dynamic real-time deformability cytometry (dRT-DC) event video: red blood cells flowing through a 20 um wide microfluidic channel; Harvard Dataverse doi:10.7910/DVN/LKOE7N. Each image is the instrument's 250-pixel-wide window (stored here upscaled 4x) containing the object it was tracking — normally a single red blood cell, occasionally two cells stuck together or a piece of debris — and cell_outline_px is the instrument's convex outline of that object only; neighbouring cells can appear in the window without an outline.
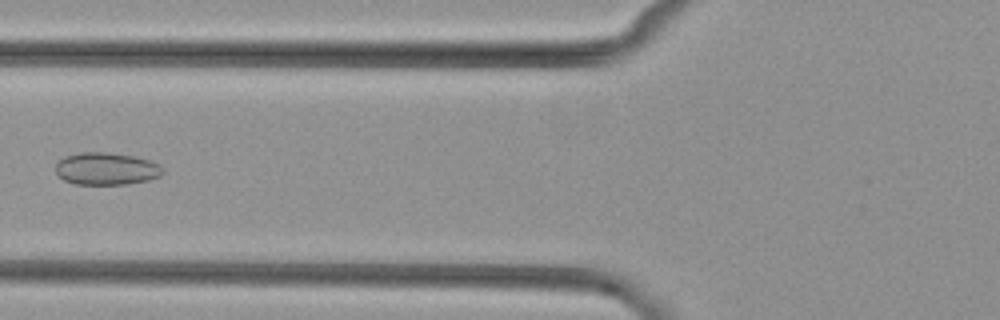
{"species": "common noctule bat (a hibernating species)", "species_latin": "Nyctalus noctula", "temperature_condition": "cold", "stored_images_in_passage": 6, "camera_frame_rate_fps": 3000, "um_per_image_px": 0.085, "animal": {"sex": "female", "body_mass_g": 29.2, "forearm_length_mm": 56.3}, "frame": {"image": 1, "passage_image": 5, "time_ms": 5.0, "image_size_px": [1000, 320], "cell_outline_px": [[164, 172], [160, 176], [148, 180], [128, 184], [76, 184], [64, 180], [56, 172], [56, 164], [64, 156], [80, 152], [108, 152], [136, 156], [160, 164], [164, 168]], "centroid_in_image_um": [9.07, 14.33], "position_along_channel_um": 116.7, "area_um2": 20.35}}
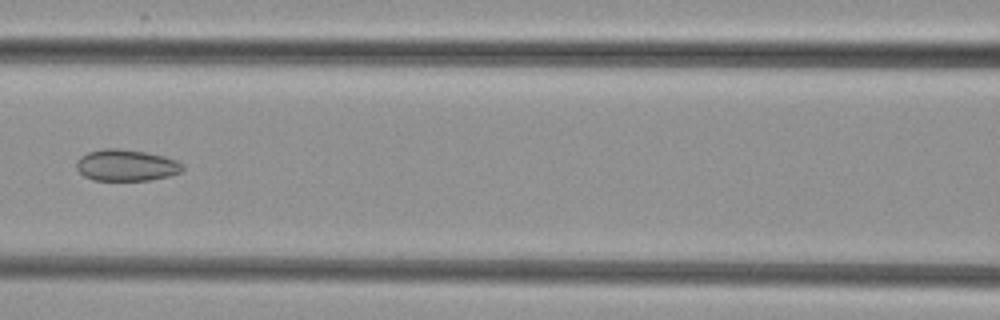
{"frame": {"image": 2, "passage_image": 6, "time_ms": 6.0, "image_size_px": [1000, 320], "cell_outline_px": [[184, 168], [180, 172], [168, 176], [148, 180], [92, 180], [84, 176], [76, 168], [76, 160], [80, 156], [88, 152], [104, 148], [120, 148], [144, 152], [164, 156], [176, 160], [184, 164]], "centroid_in_image_um": [10.71, 14.04], "position_along_channel_um": 155.9, "area_um2": 19.54}}